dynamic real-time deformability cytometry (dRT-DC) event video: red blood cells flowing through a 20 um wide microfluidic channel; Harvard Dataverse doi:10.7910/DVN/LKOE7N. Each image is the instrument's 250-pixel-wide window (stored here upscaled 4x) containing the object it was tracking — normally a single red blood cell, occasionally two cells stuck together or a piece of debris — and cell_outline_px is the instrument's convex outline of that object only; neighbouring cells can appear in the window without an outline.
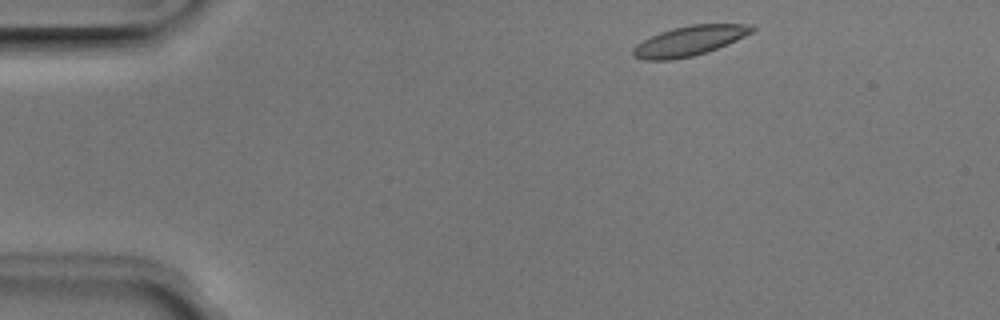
{"species": "Egyptian fruit bat (a non-hibernating species)", "species_latin": "Rousettus aegyptiacus", "temperature_condition": "room temperature", "stored_images_in_passage": 45, "camera_frame_rate_fps": 3000, "um_per_image_px": 0.085, "animal": {"sex": "male"}, "frame": {"image": 1, "passage_image": 2, "time_ms": 0.333, "image_size_px": [1000, 320], "cell_outline_px": [[756, 28], [752, 32], [736, 40], [716, 48], [692, 56], [672, 60], [644, 60], [632, 56], [632, 48], [636, 44], [660, 32], [672, 28], [692, 24], [752, 24]], "centroid_in_image_um": [58.57, 3.47], "position_along_channel_um": 26.4, "area_um2": 20.52}}
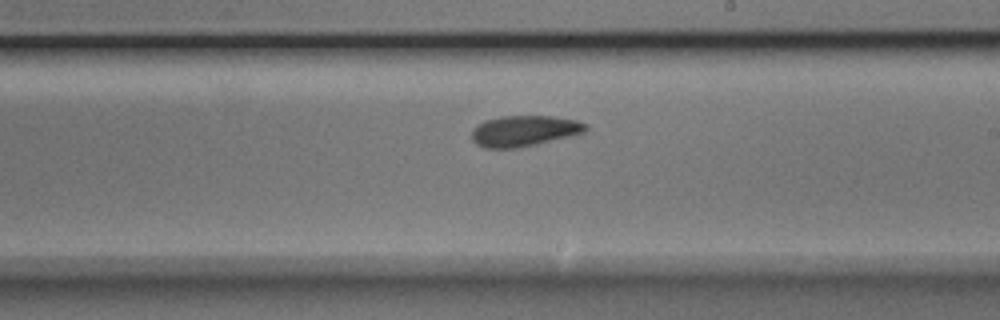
{"frame": {"image": 2, "passage_image": 24, "time_ms": 7.667, "image_size_px": [1000, 320], "cell_outline_px": [[588, 128], [584, 132], [536, 144], [516, 148], [484, 148], [476, 144], [472, 140], [472, 128], [476, 124], [484, 120], [500, 116], [552, 116], [576, 120], [588, 124]], "centroid_in_image_um": [44.51, 11.12], "position_along_channel_um": 244.5, "area_um2": 20.52}}
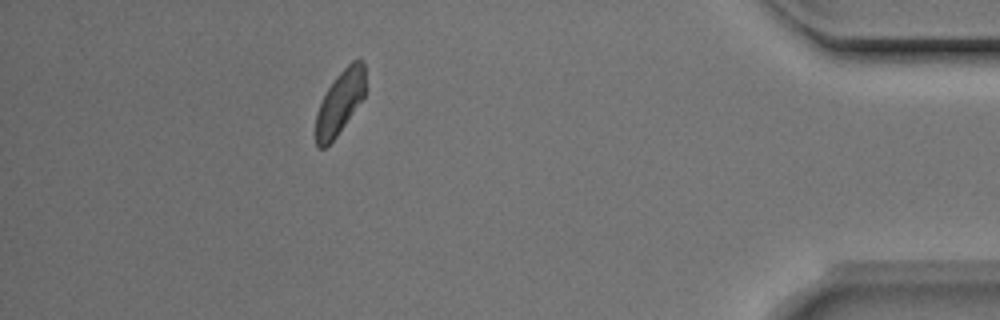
{"frame": {"image": 3, "passage_image": 40, "time_ms": 13.0, "image_size_px": [1000, 320], "cell_outline_px": [[364, 96], [336, 136], [324, 148], [316, 148], [316, 112], [328, 88], [336, 76], [352, 60], [360, 56], [364, 64]], "centroid_in_image_um": [28.88, 8.67], "position_along_channel_um": 406.3, "area_um2": 17.98}, "authors_computed_cell_mechanics": {"area_um2": 20.23, "velocity_mm_per_s": 3.9311, "shape_relaxation_time_tau1_ms": 3.0531, "shape_relaxation_time_tau2_ms": 3.0397, "deformation_change_tau1": 0.1209, "deformation_change_tau2": 0.0955}}